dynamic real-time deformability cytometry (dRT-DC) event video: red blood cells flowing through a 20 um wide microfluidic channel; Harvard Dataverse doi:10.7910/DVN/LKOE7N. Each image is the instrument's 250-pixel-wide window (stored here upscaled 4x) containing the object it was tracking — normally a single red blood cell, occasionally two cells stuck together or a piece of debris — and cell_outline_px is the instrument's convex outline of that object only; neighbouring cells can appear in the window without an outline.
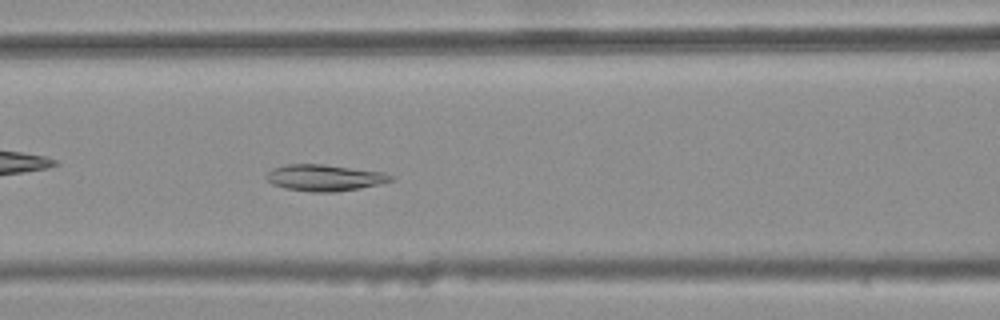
{"species": "common noctule bat (a hibernating species)", "species_latin": "Nyctalus noctula", "temperature_condition": "warm", "stored_images_in_passage": 37, "camera_frame_rate_fps": 3000, "um_per_image_px": 0.085, "animal": {"sex": "female", "body_mass_g": 25.1}, "frame": {"image": 1, "passage_image": 14, "time_ms": 4.333, "image_size_px": [1000, 320], "cell_outline_px": [[396, 176], [392, 180], [380, 184], [360, 188], [332, 192], [312, 192], [284, 188], [272, 184], [264, 176], [272, 168], [288, 164], [324, 164], [384, 172]], "centroid_in_image_um": [27.59, 15.1], "position_along_channel_um": 139.0, "area_um2": 19.25}}
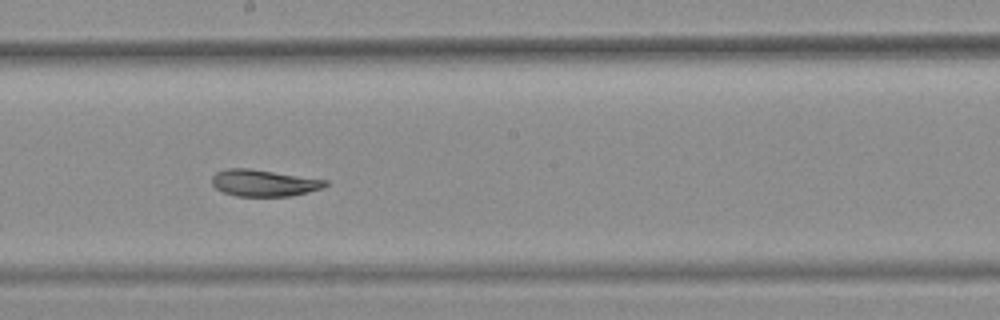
{"frame": {"image": 2, "passage_image": 21, "time_ms": 6.667, "image_size_px": [1000, 320], "cell_outline_px": [[328, 184], [324, 188], [292, 196], [236, 196], [224, 192], [216, 188], [212, 184], [212, 176], [216, 172], [228, 168], [248, 168], [328, 180]], "centroid_in_image_um": [22.44, 15.55], "position_along_channel_um": 225.8, "area_um2": 17.63}}
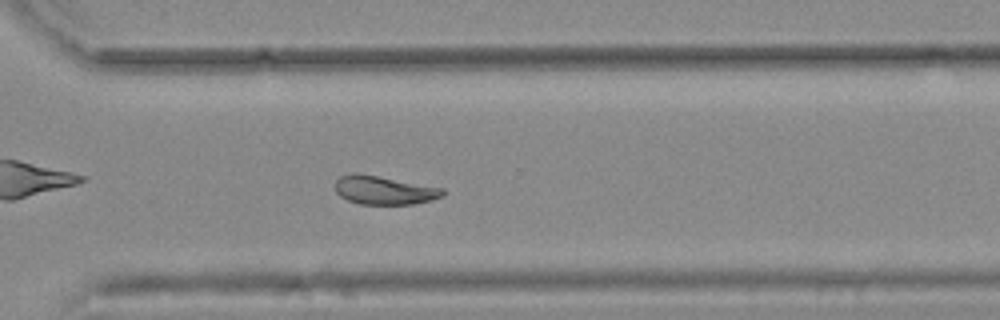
{"frame": {"image": 3, "passage_image": 30, "time_ms": 9.667, "image_size_px": [1000, 320], "cell_outline_px": [[444, 196], [432, 200], [412, 204], [360, 204], [348, 200], [340, 196], [336, 192], [336, 180], [340, 176], [352, 172], [356, 172], [444, 188]], "centroid_in_image_um": [32.65, 16.16], "position_along_channel_um": 338.0, "area_um2": 17.92}, "authors_computed_cell_mechanics": {"area_um2": 18.8428, "velocity_mm_per_s": 3.7298, "shape_relaxation_time_tau1_ms": null, "shape_relaxation_time_tau2_ms": 4.9874, "deformation_change_tau1": null, "deformation_change_tau2": 0.0754}}